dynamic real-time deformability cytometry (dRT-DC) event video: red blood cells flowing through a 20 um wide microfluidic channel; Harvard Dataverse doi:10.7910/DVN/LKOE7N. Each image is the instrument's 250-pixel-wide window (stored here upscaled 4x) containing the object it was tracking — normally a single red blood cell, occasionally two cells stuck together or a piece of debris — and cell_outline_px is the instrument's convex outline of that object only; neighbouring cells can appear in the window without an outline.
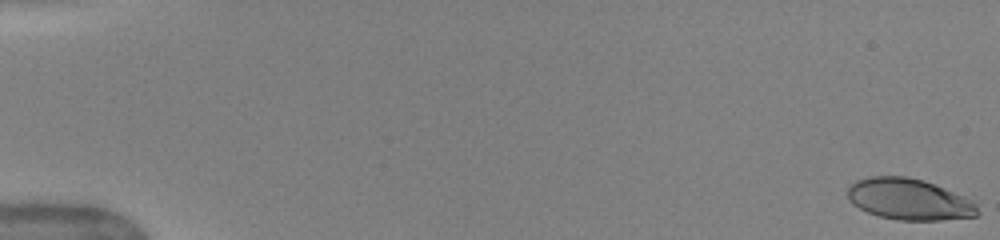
{"species": "human", "species_latin": "Homo sapiens", "temperature_condition": "warm", "stored_images_in_passage": 42, "camera_frame_rate_fps": 3000, "um_per_image_px": 0.085, "donor": {"sex": "female"}, "frame": {"image": 1, "passage_image": 1, "time_ms": 0.0, "image_size_px": [1000, 240], "cell_outline_px": [[980, 212], [976, 216], [940, 220], [896, 220], [880, 216], [868, 212], [852, 204], [848, 200], [848, 184], [856, 180], [868, 176], [908, 176], [924, 180], [964, 196], [972, 200], [976, 204]], "centroid_in_image_um": [77.25, 16.93], "position_along_channel_um": 7.7, "area_um2": 31.44}}
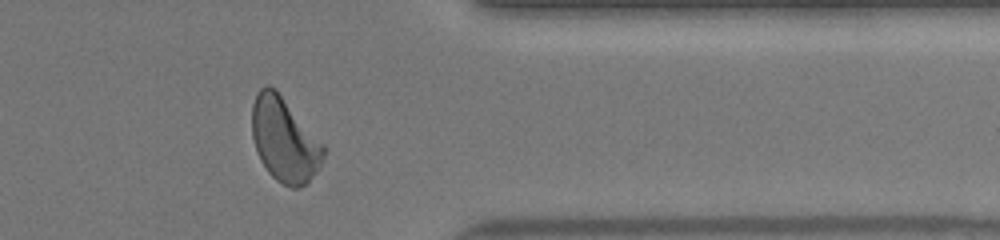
{"frame": {"image": 2, "passage_image": 36, "time_ms": 14.0, "image_size_px": [1000, 240], "cell_outline_px": [[324, 156], [320, 168], [308, 184], [300, 188], [292, 188], [276, 180], [268, 172], [260, 160], [252, 136], [252, 104], [256, 92], [264, 84], [268, 84], [276, 88], [324, 144]], "centroid_in_image_um": [24.18, 11.87], "position_along_channel_um": 387.2, "area_um2": 35.6}}
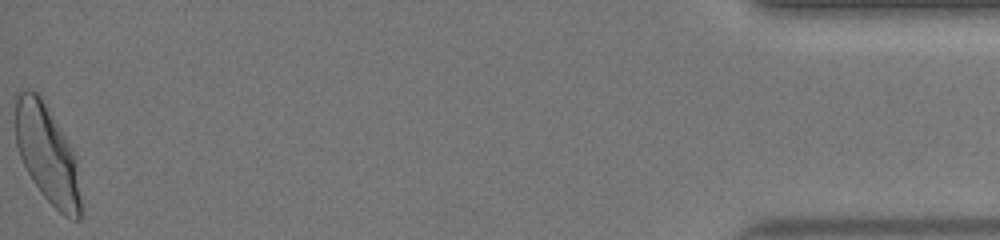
{"frame": {"image": 3, "passage_image": 42, "time_ms": 17.0, "image_size_px": [1000, 240], "cell_outline_px": [[80, 220], [76, 220], [64, 216], [44, 196], [32, 180], [20, 156], [16, 144], [16, 92], [24, 88], [28, 88], [36, 92], [40, 96], [64, 136], [72, 152], [80, 200]], "centroid_in_image_um": [3.95, 13.06], "position_along_channel_um": 431.3, "area_um2": 35.95}, "authors_computed_cell_mechanics": {"area_um2": 34.0442, "velocity_mm_per_s": 4.0161, "shape_relaxation_time_tau1_ms": 3.6698, "shape_relaxation_time_tau2_ms": 0.7182, "deformation_change_tau1": 0.1677, "deformation_change_tau2": 0.067}}